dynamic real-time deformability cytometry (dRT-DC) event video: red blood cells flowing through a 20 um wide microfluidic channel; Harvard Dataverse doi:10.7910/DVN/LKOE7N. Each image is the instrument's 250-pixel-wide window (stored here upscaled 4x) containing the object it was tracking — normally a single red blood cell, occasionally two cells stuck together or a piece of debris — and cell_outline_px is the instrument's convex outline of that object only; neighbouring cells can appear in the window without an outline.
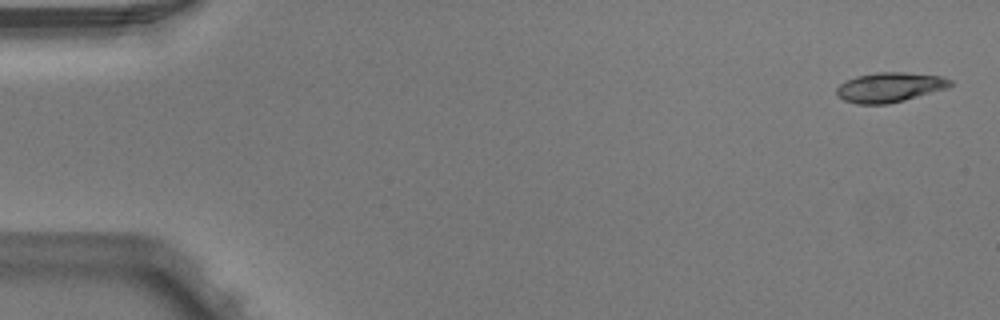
{"species": "Egyptian fruit bat (a non-hibernating species)", "species_latin": "Rousettus aegyptiacus", "temperature_condition": "warm", "stored_images_in_passage": 5, "segment_of_instrument_passage": [1, 2], "camera_frame_rate_fps": 3000, "um_per_image_px": 0.085, "animal": {"sex": "male"}, "frame": {"image": 1, "passage_image": 1, "time_ms": 0.0, "image_size_px": [1000, 320], "cell_outline_px": [[952, 84], [948, 88], [904, 100], [888, 104], [856, 104], [844, 100], [836, 92], [836, 88], [840, 84], [856, 76], [876, 72], [904, 72], [940, 76], [952, 80]], "centroid_in_image_um": [75.63, 7.41], "position_along_channel_um": 9.4, "area_um2": 19.59}}
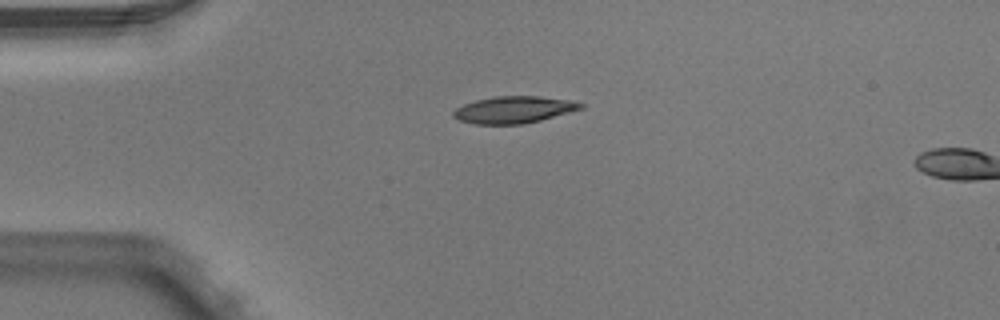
{"frame": {"image": 2, "passage_image": 4, "time_ms": 1.0, "image_size_px": [1000, 320], "cell_outline_px": [[584, 108], [540, 120], [524, 124], [472, 124], [460, 120], [452, 116], [452, 112], [456, 108], [464, 104], [476, 100], [496, 96], [540, 96], [572, 100], [584, 104]], "centroid_in_image_um": [43.68, 9.32], "position_along_channel_um": 41.3, "area_um2": 20.0}}